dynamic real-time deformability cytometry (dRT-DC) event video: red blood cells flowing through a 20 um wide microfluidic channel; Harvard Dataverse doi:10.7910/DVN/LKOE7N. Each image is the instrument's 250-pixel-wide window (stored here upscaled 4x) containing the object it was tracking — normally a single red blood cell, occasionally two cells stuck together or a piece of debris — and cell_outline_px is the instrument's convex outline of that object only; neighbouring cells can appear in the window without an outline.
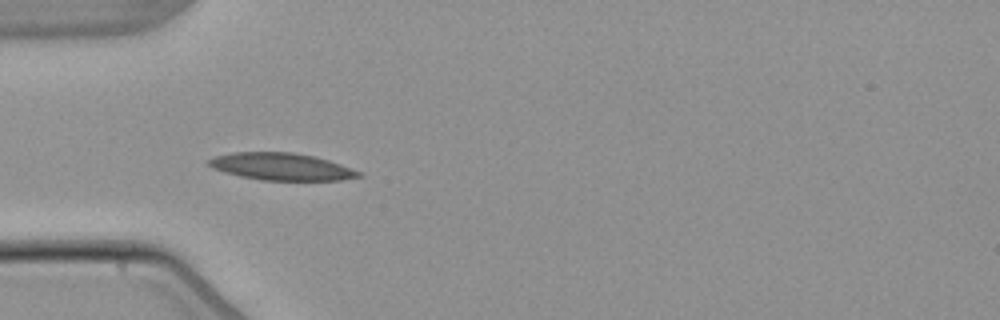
{"species": "common noctule bat (a hibernating species)", "species_latin": "Nyctalus noctula", "temperature_condition": "warm", "stored_images_in_passage": 6, "camera_frame_rate_fps": 3000, "um_per_image_px": 0.085, "animal": {"sex": "male", "body_mass_g": 21.5, "forearm_length_mm": 52.0}, "frame": {"image": 1, "passage_image": 3, "time_ms": 3.333, "image_size_px": [1000, 320], "cell_outline_px": [[364, 176], [340, 180], [260, 180], [240, 176], [224, 172], [212, 168], [208, 164], [208, 160], [216, 156], [232, 152], [292, 152], [312, 156], [328, 160], [340, 164], [360, 172]], "centroid_in_image_um": [23.9, 14.16], "position_along_channel_um": 61.1, "area_um2": 23.58}}
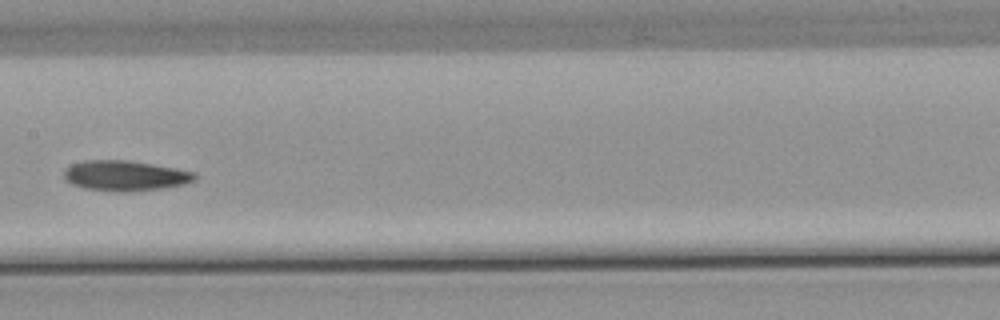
{"frame": {"image": 2, "passage_image": 6, "time_ms": 7.0, "image_size_px": [1000, 320], "cell_outline_px": [[196, 180], [184, 184], [160, 188], [132, 192], [124, 192], [84, 188], [72, 184], [64, 180], [64, 168], [72, 164], [84, 160], [128, 160], [176, 168], [196, 172]], "centroid_in_image_um": [10.62, 14.93], "position_along_channel_um": 196.8, "area_um2": 23.18}}